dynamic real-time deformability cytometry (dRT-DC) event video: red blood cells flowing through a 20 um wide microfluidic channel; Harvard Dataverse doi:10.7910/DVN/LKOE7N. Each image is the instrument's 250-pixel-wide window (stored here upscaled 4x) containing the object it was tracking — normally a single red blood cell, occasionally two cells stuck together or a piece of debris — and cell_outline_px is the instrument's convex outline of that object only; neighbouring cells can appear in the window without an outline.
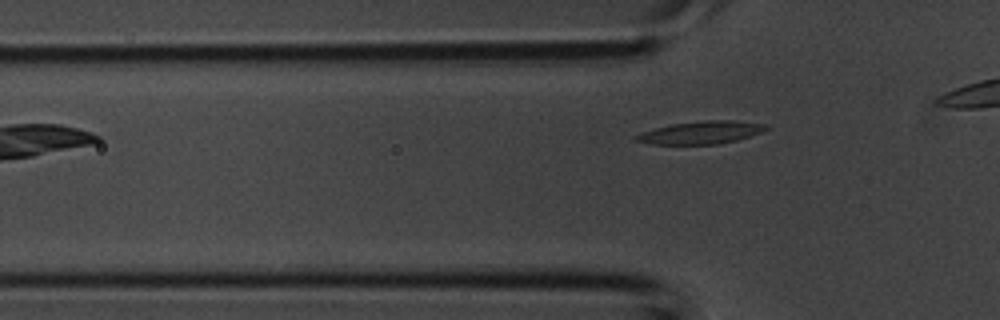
{"species": "common noctule bat (a hibernating species)", "species_latin": "Nyctalus noctula", "temperature_condition": "room temperature", "stored_images_in_passage": 2, "camera_frame_rate_fps": 3000, "um_per_image_px": 0.085, "animal": {"sex": "male", "body_mass_g": 20.1, "forearm_length_mm": 53.5}, "frame": {"image": 1, "passage_image": 2, "time_ms": 0.333, "image_size_px": [1000, 320], "cell_outline_px": [[768, 128], [760, 132], [736, 140], [720, 144], [652, 144], [632, 140], [636, 136], [644, 132], [656, 128], [672, 124], [704, 120], [736, 120], [768, 124]], "centroid_in_image_um": [59.62, 11.26], "position_along_channel_um": 66.2, "area_um2": 17.05}}